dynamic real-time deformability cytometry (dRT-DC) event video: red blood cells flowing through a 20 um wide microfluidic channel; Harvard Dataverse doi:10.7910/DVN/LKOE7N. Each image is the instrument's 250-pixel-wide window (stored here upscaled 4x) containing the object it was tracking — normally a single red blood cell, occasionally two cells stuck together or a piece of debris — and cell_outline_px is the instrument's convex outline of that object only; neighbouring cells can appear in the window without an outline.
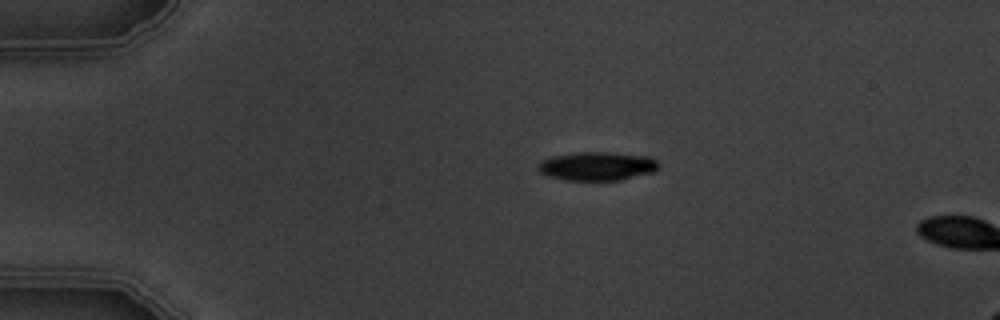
{"species": "common noctule bat (a hibernating species)", "species_latin": "Nyctalus noctula", "temperature_condition": "warm", "stored_images_in_passage": 2, "camera_frame_rate_fps": 3000, "um_per_image_px": 0.085, "animal": {"sex": "male", "body_mass_g": 19.5, "forearm_length_mm": 54.6}, "frame": {"image": 1, "passage_image": 1, "time_ms": 0.0, "image_size_px": [1000, 320], "cell_outline_px": [[660, 164], [652, 172], [620, 180], [564, 180], [548, 176], [540, 172], [536, 168], [536, 164], [540, 160], [552, 156], [576, 152], [608, 152], [648, 156], [656, 160]], "centroid_in_image_um": [50.69, 14.11], "position_along_channel_um": 34.3, "area_um2": 20.23}}